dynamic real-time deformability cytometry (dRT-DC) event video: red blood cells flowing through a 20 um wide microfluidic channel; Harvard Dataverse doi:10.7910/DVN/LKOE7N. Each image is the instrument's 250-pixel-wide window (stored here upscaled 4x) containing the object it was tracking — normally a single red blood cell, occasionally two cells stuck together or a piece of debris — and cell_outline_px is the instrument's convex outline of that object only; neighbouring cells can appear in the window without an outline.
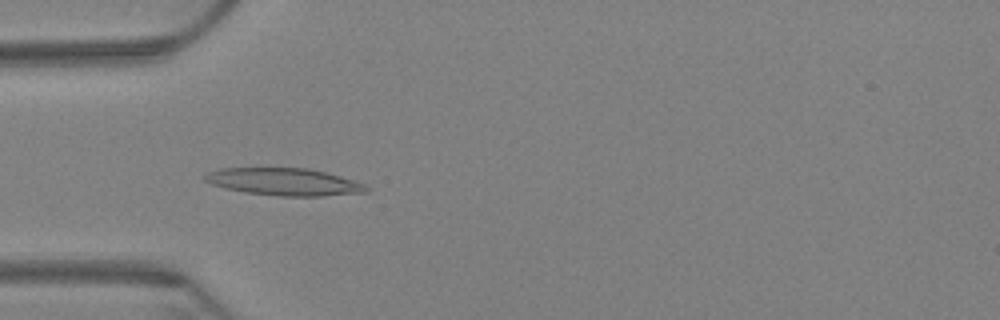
{"species": "Egyptian fruit bat (a non-hibernating species)", "species_latin": "Rousettus aegyptiacus", "temperature_condition": "warm", "stored_images_in_passage": 63, "camera_frame_rate_fps": 3000, "um_per_image_px": 0.085, "animal": {"sex": "female"}, "frame": {"image": 1, "passage_image": 19, "time_ms": 6.0, "image_size_px": [1000, 320], "cell_outline_px": [[368, 192], [324, 196], [276, 196], [244, 192], [212, 184], [204, 180], [204, 176], [208, 172], [220, 168], [304, 168], [324, 172], [340, 176], [364, 184], [368, 188]], "centroid_in_image_um": [24.15, 15.46], "position_along_channel_um": 60.9, "area_um2": 25.49}}
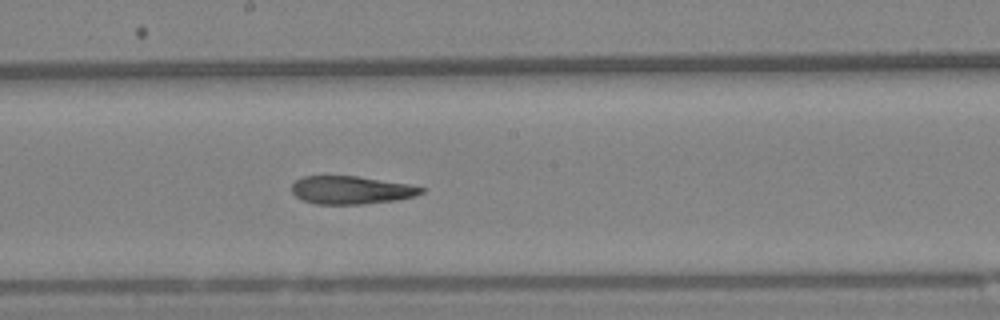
{"frame": {"image": 2, "passage_image": 34, "time_ms": 11.0, "image_size_px": [1000, 320], "cell_outline_px": [[428, 188], [424, 192], [412, 196], [396, 200], [364, 204], [316, 204], [304, 200], [296, 196], [292, 192], [292, 184], [296, 180], [304, 176], [356, 176], [408, 184]], "centroid_in_image_um": [29.86, 16.15], "position_along_channel_um": 218.3, "area_um2": 21.04}}
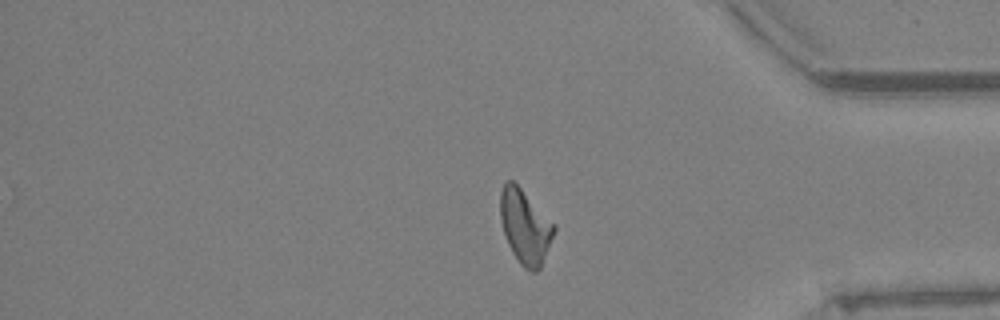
{"frame": {"image": 3, "passage_image": 52, "time_ms": 17.0, "image_size_px": [1000, 320], "cell_outline_px": [[556, 228], [540, 268], [536, 272], [532, 272], [524, 268], [520, 264], [512, 252], [508, 244], [504, 232], [500, 216], [500, 192], [504, 184], [508, 180], [512, 180], [556, 224]], "centroid_in_image_um": [44.63, 19.27], "position_along_channel_um": 390.6, "area_um2": 22.95}, "authors_computed_cell_mechanics": {"area_um2": 22.9466, "velocity_mm_per_s": 3.2031, "shape_relaxation_time_tau1_ms": null, "shape_relaxation_time_tau2_ms": 4.1156, "deformation_change_tau1": null, "deformation_change_tau2": 0.1348}}